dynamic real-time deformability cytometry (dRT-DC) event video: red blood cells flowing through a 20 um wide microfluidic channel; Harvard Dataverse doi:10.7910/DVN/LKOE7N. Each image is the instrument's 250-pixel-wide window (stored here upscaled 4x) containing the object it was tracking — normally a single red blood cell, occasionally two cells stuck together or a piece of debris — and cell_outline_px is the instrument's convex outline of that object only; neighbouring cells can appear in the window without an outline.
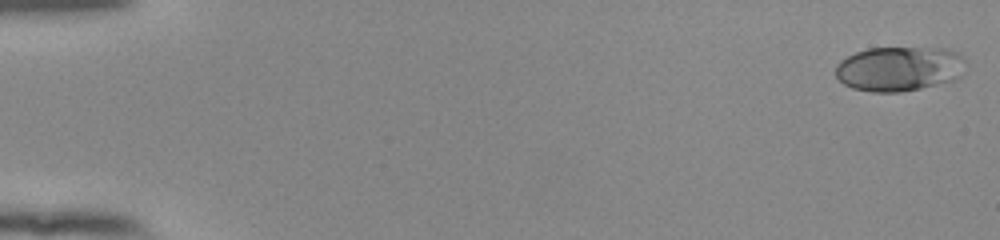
{"species": "human", "species_latin": "Homo sapiens", "temperature_condition": "room temperature", "stored_images_in_passage": 54, "camera_frame_rate_fps": 3000, "um_per_image_px": 0.085, "donor": {"sex": "female"}, "frame": {"image": 1, "passage_image": 1, "time_ms": 0.0, "image_size_px": [1000, 240], "cell_outline_px": [[968, 64], [960, 76], [956, 80], [920, 88], [900, 92], [872, 92], [852, 88], [844, 84], [836, 76], [836, 64], [840, 60], [856, 52], [868, 48], [948, 48], [960, 52], [964, 56]], "centroid_in_image_um": [76.5, 5.83], "position_along_channel_um": 8.5, "area_um2": 34.39}}
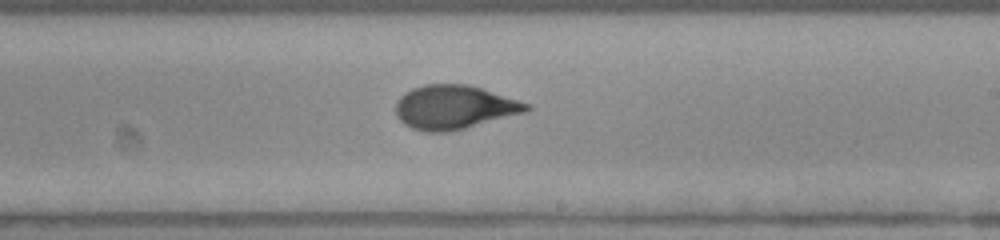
{"frame": {"image": 2, "passage_image": 33, "time_ms": 10.667, "image_size_px": [1000, 240], "cell_outline_px": [[532, 108], [528, 112], [448, 132], [424, 132], [412, 128], [404, 124], [396, 116], [396, 104], [400, 96], [404, 92], [412, 88], [424, 84], [468, 84], [532, 104]], "centroid_in_image_um": [38.62, 9.11], "position_along_channel_um": 250.4, "area_um2": 33.64}}
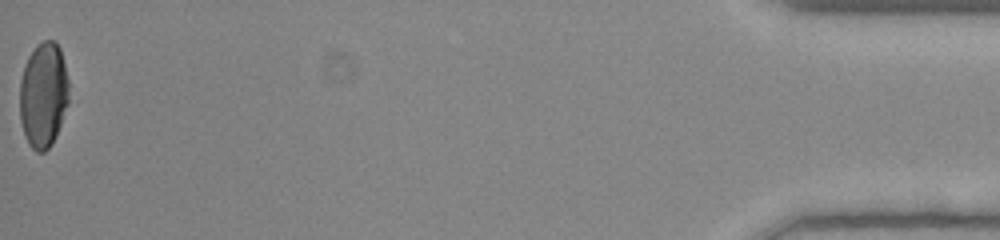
{"frame": {"image": 3, "passage_image": 54, "time_ms": 17.667, "image_size_px": [1000, 240], "cell_outline_px": [[68, 100], [56, 136], [52, 144], [44, 152], [36, 152], [28, 144], [24, 136], [20, 120], [20, 80], [24, 64], [28, 56], [36, 44], [44, 40], [52, 40], [60, 48], [68, 80]], "centroid_in_image_um": [3.66, 8.08], "position_along_channel_um": 431.5, "area_um2": 30.23}, "authors_computed_cell_mechanics": {"area_um2": 32.9749, "velocity_mm_per_s": 3.8738, "shape_relaxation_time_tau1_ms": 6.4204, "shape_relaxation_time_tau2_ms": 0.7824, "deformation_change_tau1": 0.2209, "deformation_change_tau2": 0.0591}}